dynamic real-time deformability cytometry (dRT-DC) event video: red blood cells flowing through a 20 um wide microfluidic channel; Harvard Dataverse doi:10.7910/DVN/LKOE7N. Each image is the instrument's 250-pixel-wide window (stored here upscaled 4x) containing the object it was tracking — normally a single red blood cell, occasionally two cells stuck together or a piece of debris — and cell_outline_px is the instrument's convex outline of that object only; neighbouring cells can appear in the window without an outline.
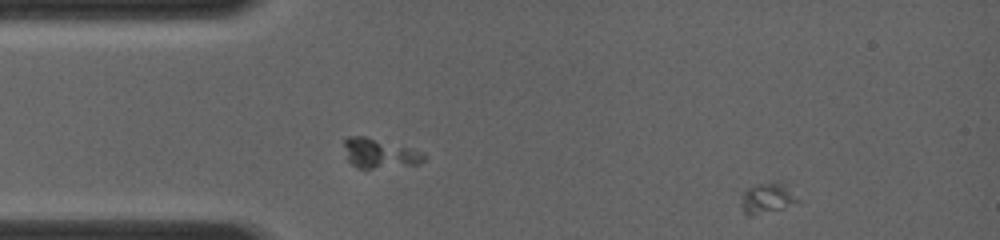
{"species": "common noctule bat (a hibernating species)", "species_latin": "Nyctalus noctula", "temperature_condition": "room temperature", "stored_images_in_passage": 48, "camera_frame_rate_fps": 4000, "um_per_image_px": 0.085, "animal": {"sex": "female", "body_mass_g": 19.0, "forearm_length_mm": 56.7}, "frame": {"image": 1, "passage_image": 4, "time_ms": 0.75, "image_size_px": [1000, 240], "cell_outline_px": [[800, 200], [780, 208], [748, 216], [744, 212], [732, 188], [780, 180]], "centroid_in_image_um": [64.96, 16.75], "position_along_channel_um": 20.0, "area_um2": 10.75}}
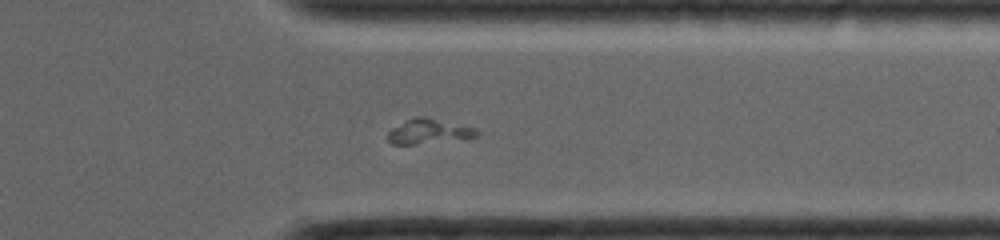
{"frame": {"image": 2, "passage_image": 42, "time_ms": 10.5, "image_size_px": [1000, 240], "cell_outline_px": [[484, 132], [476, 136], [464, 140], [412, 144], [392, 144], [388, 140], [388, 132], [392, 128], [416, 116], [424, 116], [476, 128]], "centroid_in_image_um": [36.54, 11.18], "position_along_channel_um": 374.9, "area_um2": 13.01}}
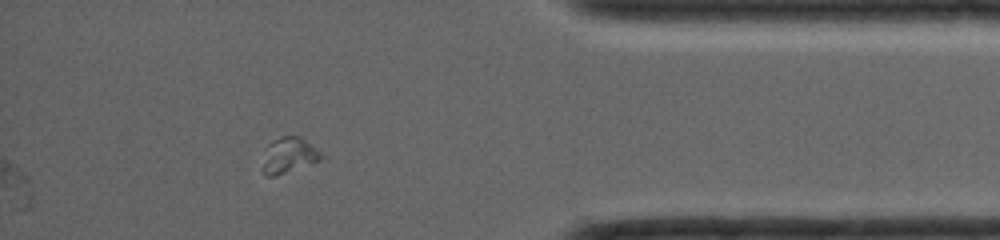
{"frame": {"image": 3, "passage_image": 48, "time_ms": 11.75, "image_size_px": [1000, 240], "cell_outline_px": [[324, 156], [320, 160], [312, 164], [272, 176], [264, 176], [264, 164], [268, 144], [272, 140], [280, 136], [300, 136], [320, 152]], "centroid_in_image_um": [24.58, 13.18], "position_along_channel_um": 410.6, "area_um2": 11.79}}